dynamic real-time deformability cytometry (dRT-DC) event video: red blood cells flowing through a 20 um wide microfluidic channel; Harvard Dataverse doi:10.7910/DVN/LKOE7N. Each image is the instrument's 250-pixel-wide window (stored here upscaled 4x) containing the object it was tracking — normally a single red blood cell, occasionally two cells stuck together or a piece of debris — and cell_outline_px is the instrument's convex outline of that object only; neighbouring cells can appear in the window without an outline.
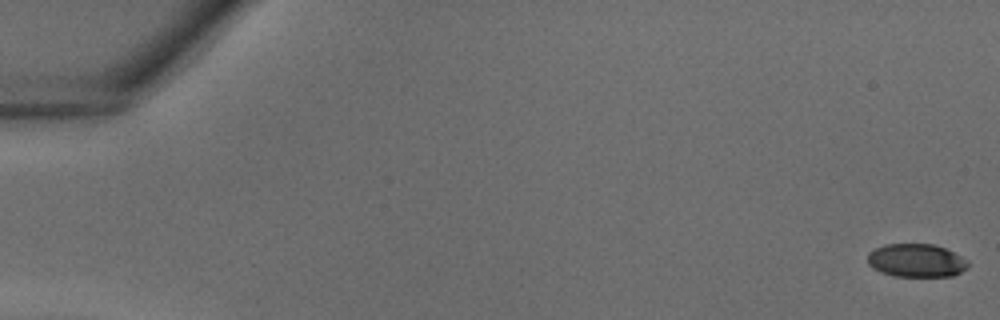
{"species": "common noctule bat (a hibernating species)", "species_latin": "Nyctalus noctula", "temperature_condition": "warm", "stored_images_in_passage": 7, "camera_frame_rate_fps": 3000, "um_per_image_px": 0.085, "animal": {"sex": "male", "body_mass_g": 18.8}, "frame": {"image": 1, "passage_image": 1, "time_ms": 0.0, "image_size_px": [1000, 320], "cell_outline_px": [[968, 268], [952, 276], [896, 276], [880, 272], [872, 268], [868, 264], [868, 252], [884, 244], [932, 244], [944, 248], [968, 260]], "centroid_in_image_um": [77.87, 22.14], "position_along_channel_um": 7.1, "area_um2": 19.42}}